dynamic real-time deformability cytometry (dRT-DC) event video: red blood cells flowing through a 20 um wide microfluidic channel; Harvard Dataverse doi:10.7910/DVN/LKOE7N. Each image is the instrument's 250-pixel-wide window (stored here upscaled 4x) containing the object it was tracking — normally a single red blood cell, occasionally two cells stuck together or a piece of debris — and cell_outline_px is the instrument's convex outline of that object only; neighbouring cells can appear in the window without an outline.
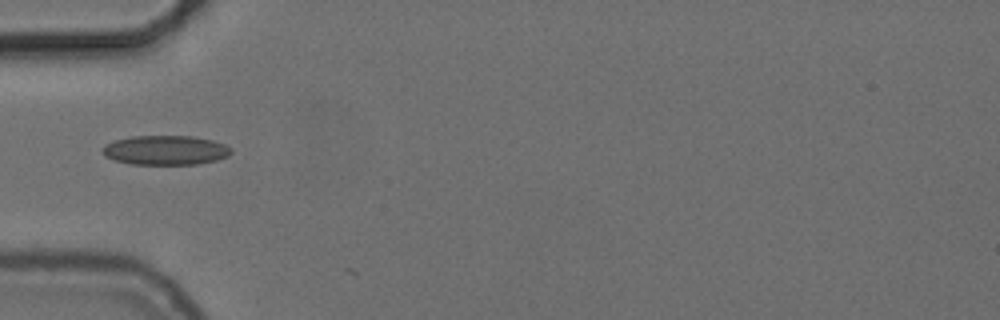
{"species": "common noctule bat (a hibernating species)", "species_latin": "Nyctalus noctula", "temperature_condition": "cold", "stored_images_in_passage": 10, "camera_frame_rate_fps": 3000, "um_per_image_px": 0.085, "animal": {"sex": "female", "body_mass_g": 24.6, "forearm_length_mm": 56.2}, "frame": {"image": 1, "passage_image": 1, "time_ms": 0.0, "image_size_px": [1000, 320], "cell_outline_px": [[232, 152], [228, 156], [216, 160], [196, 164], [128, 164], [112, 160], [104, 156], [100, 148], [104, 144], [116, 140], [132, 136], [192, 136], [212, 140], [224, 144], [232, 148]], "centroid_in_image_um": [14.02, 12.77], "position_along_channel_um": 71.0, "area_um2": 22.25}}
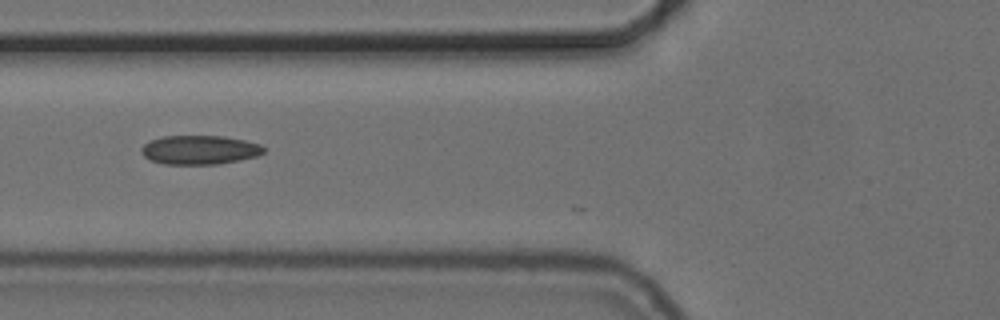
{"frame": {"image": 2, "passage_image": 4, "time_ms": 1.0, "image_size_px": [1000, 320], "cell_outline_px": [[264, 152], [256, 156], [220, 164], [164, 164], [148, 160], [140, 152], [140, 148], [148, 140], [164, 136], [224, 136], [244, 140], [260, 144], [264, 148]], "centroid_in_image_um": [16.91, 12.74], "position_along_channel_um": 108.9, "area_um2": 20.81}}
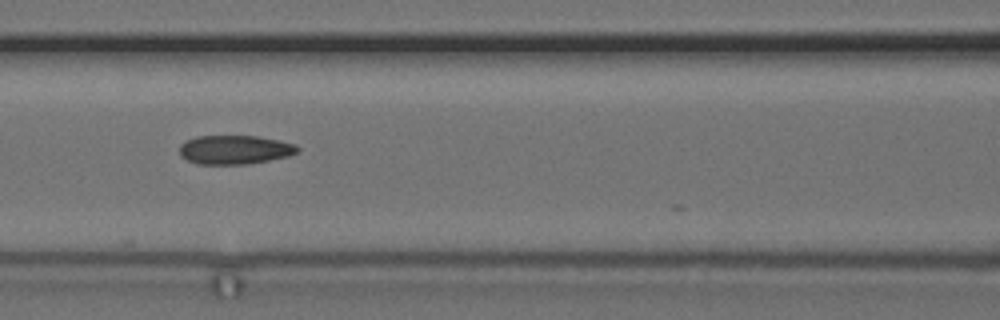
{"frame": {"image": 3, "passage_image": 7, "time_ms": 2.0, "image_size_px": [1000, 320], "cell_outline_px": [[300, 152], [288, 156], [248, 164], [196, 164], [180, 156], [180, 144], [184, 140], [196, 136], [256, 136], [296, 144], [300, 148]], "centroid_in_image_um": [19.94, 12.72], "position_along_channel_um": 146.7, "area_um2": 20.0}}